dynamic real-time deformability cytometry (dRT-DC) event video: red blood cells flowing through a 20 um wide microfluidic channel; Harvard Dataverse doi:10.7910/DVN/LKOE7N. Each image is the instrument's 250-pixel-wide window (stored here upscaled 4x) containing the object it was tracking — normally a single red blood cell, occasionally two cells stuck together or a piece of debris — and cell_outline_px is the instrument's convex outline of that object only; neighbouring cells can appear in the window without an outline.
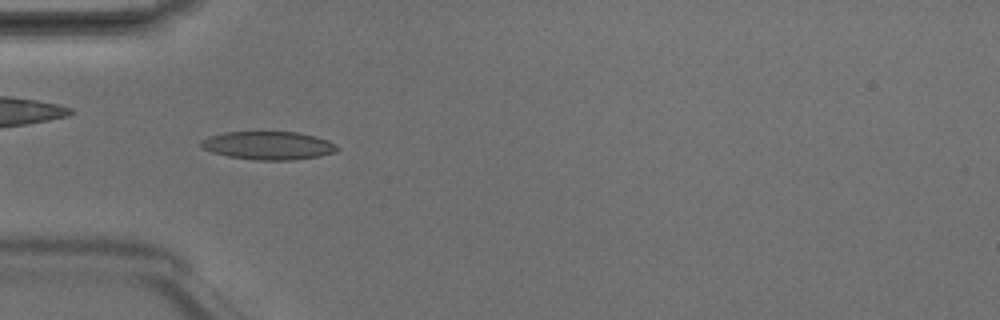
{"species": "Egyptian fruit bat (a non-hibernating species)", "species_latin": "Rousettus aegyptiacus", "temperature_condition": "room temperature", "stored_images_in_passage": 6, "camera_frame_rate_fps": 3000, "um_per_image_px": 0.085, "animal": {"sex": "male"}, "frame": {"image": 1, "passage_image": 3, "time_ms": 0.667, "image_size_px": [1000, 320], "cell_outline_px": [[340, 148], [336, 152], [320, 156], [292, 160], [256, 160], [228, 156], [212, 152], [204, 148], [200, 144], [200, 140], [208, 136], [224, 132], [296, 132], [316, 136], [328, 140], [336, 144]], "centroid_in_image_um": [22.83, 12.36], "position_along_channel_um": 62.2, "area_um2": 22.48}}
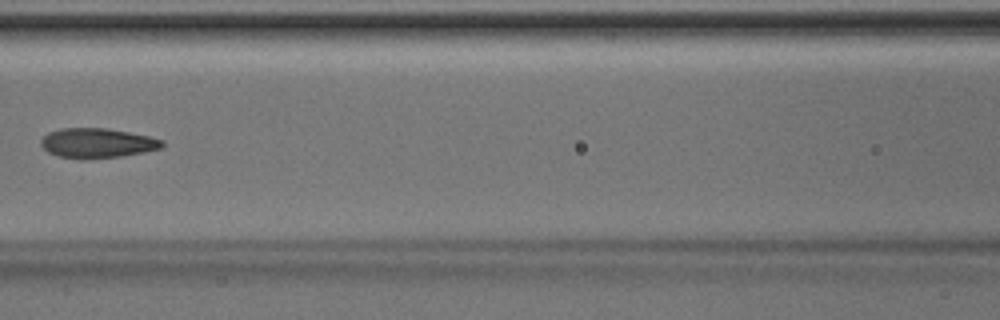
{"frame": {"image": 2, "passage_image": 5, "time_ms": 1.333, "image_size_px": [1000, 320], "cell_outline_px": [[164, 144], [160, 148], [144, 152], [120, 156], [60, 156], [48, 152], [40, 144], [40, 140], [48, 132], [60, 128], [108, 128], [148, 136], [164, 140]], "centroid_in_image_um": [8.28, 12.11], "position_along_channel_um": 158.3, "area_um2": 20.17}}